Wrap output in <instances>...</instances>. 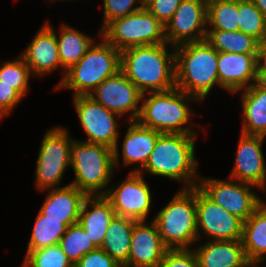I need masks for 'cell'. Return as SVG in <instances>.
Listing matches in <instances>:
<instances>
[{"label":"cell","instance_id":"6da1fadb","mask_svg":"<svg viewBox=\"0 0 266 267\" xmlns=\"http://www.w3.org/2000/svg\"><path fill=\"white\" fill-rule=\"evenodd\" d=\"M167 43L135 46L121 51L120 71L143 93L164 92L175 85V53ZM151 89V90H149Z\"/></svg>","mask_w":266,"mask_h":267},{"label":"cell","instance_id":"7a4b0ae2","mask_svg":"<svg viewBox=\"0 0 266 267\" xmlns=\"http://www.w3.org/2000/svg\"><path fill=\"white\" fill-rule=\"evenodd\" d=\"M175 85L201 101L209 94L214 84H219L218 55L208 42L184 43L176 46Z\"/></svg>","mask_w":266,"mask_h":267},{"label":"cell","instance_id":"3957f363","mask_svg":"<svg viewBox=\"0 0 266 267\" xmlns=\"http://www.w3.org/2000/svg\"><path fill=\"white\" fill-rule=\"evenodd\" d=\"M196 134L162 133L147 160L145 167L132 172L146 171L152 175L169 177L177 181L189 183L186 187L193 188L198 183L196 177L197 166L195 161Z\"/></svg>","mask_w":266,"mask_h":267},{"label":"cell","instance_id":"277c9868","mask_svg":"<svg viewBox=\"0 0 266 267\" xmlns=\"http://www.w3.org/2000/svg\"><path fill=\"white\" fill-rule=\"evenodd\" d=\"M121 51L105 39L92 45L81 60L66 71L62 81L56 86L74 90L75 96H89L105 79L120 71Z\"/></svg>","mask_w":266,"mask_h":267},{"label":"cell","instance_id":"5b68a950","mask_svg":"<svg viewBox=\"0 0 266 267\" xmlns=\"http://www.w3.org/2000/svg\"><path fill=\"white\" fill-rule=\"evenodd\" d=\"M148 94H150L149 98H146L145 94L142 96L144 104L140 106V113L136 120L140 125L160 133L196 134L193 129L190 130L185 126L191 115L187 101L195 97L177 87L169 91Z\"/></svg>","mask_w":266,"mask_h":267},{"label":"cell","instance_id":"8992f818","mask_svg":"<svg viewBox=\"0 0 266 267\" xmlns=\"http://www.w3.org/2000/svg\"><path fill=\"white\" fill-rule=\"evenodd\" d=\"M153 221L168 249H189L198 240L196 187L178 192Z\"/></svg>","mask_w":266,"mask_h":267},{"label":"cell","instance_id":"52a82bcc","mask_svg":"<svg viewBox=\"0 0 266 267\" xmlns=\"http://www.w3.org/2000/svg\"><path fill=\"white\" fill-rule=\"evenodd\" d=\"M70 165L76 178L70 184L87 196H96L111 180L114 152L102 144L74 140L70 147Z\"/></svg>","mask_w":266,"mask_h":267},{"label":"cell","instance_id":"ba28073f","mask_svg":"<svg viewBox=\"0 0 266 267\" xmlns=\"http://www.w3.org/2000/svg\"><path fill=\"white\" fill-rule=\"evenodd\" d=\"M102 38L117 50L167 43L165 26L146 8L114 19L101 31Z\"/></svg>","mask_w":266,"mask_h":267},{"label":"cell","instance_id":"9c48e42d","mask_svg":"<svg viewBox=\"0 0 266 267\" xmlns=\"http://www.w3.org/2000/svg\"><path fill=\"white\" fill-rule=\"evenodd\" d=\"M66 129L56 127L43 137L36 164V185L41 191L57 185L70 164V147L73 139Z\"/></svg>","mask_w":266,"mask_h":267},{"label":"cell","instance_id":"30bf717a","mask_svg":"<svg viewBox=\"0 0 266 267\" xmlns=\"http://www.w3.org/2000/svg\"><path fill=\"white\" fill-rule=\"evenodd\" d=\"M73 101L80 124L88 137L86 142L102 144L113 149L114 166H117L119 164L118 122L115 120V115L118 117L119 115L106 109L90 96H75Z\"/></svg>","mask_w":266,"mask_h":267},{"label":"cell","instance_id":"8fae6325","mask_svg":"<svg viewBox=\"0 0 266 267\" xmlns=\"http://www.w3.org/2000/svg\"><path fill=\"white\" fill-rule=\"evenodd\" d=\"M203 185L197 187L213 202L224 210L245 222L254 211L264 202L259 196L251 192L254 185L241 182L233 183L218 179L199 177Z\"/></svg>","mask_w":266,"mask_h":267},{"label":"cell","instance_id":"7c38bea8","mask_svg":"<svg viewBox=\"0 0 266 267\" xmlns=\"http://www.w3.org/2000/svg\"><path fill=\"white\" fill-rule=\"evenodd\" d=\"M207 0H182L172 18L165 25L167 44L175 48L184 43L206 39ZM198 31V32H197Z\"/></svg>","mask_w":266,"mask_h":267},{"label":"cell","instance_id":"4fadbf2b","mask_svg":"<svg viewBox=\"0 0 266 267\" xmlns=\"http://www.w3.org/2000/svg\"><path fill=\"white\" fill-rule=\"evenodd\" d=\"M111 203L116 215L146 221L152 202L149 186L142 172H131L118 186L99 192Z\"/></svg>","mask_w":266,"mask_h":267},{"label":"cell","instance_id":"5bb4252c","mask_svg":"<svg viewBox=\"0 0 266 267\" xmlns=\"http://www.w3.org/2000/svg\"><path fill=\"white\" fill-rule=\"evenodd\" d=\"M196 215L198 239L202 230L213 241L241 240L243 221L210 200L197 186Z\"/></svg>","mask_w":266,"mask_h":267},{"label":"cell","instance_id":"9a60e30c","mask_svg":"<svg viewBox=\"0 0 266 267\" xmlns=\"http://www.w3.org/2000/svg\"><path fill=\"white\" fill-rule=\"evenodd\" d=\"M93 91L89 96L106 109L119 116L132 111L129 122L137 120L143 93L121 71L105 79Z\"/></svg>","mask_w":266,"mask_h":267},{"label":"cell","instance_id":"2e32d148","mask_svg":"<svg viewBox=\"0 0 266 267\" xmlns=\"http://www.w3.org/2000/svg\"><path fill=\"white\" fill-rule=\"evenodd\" d=\"M236 153V161L230 179L245 182L265 189L266 166L262 152L264 136L241 133Z\"/></svg>","mask_w":266,"mask_h":267},{"label":"cell","instance_id":"e0dca14e","mask_svg":"<svg viewBox=\"0 0 266 267\" xmlns=\"http://www.w3.org/2000/svg\"><path fill=\"white\" fill-rule=\"evenodd\" d=\"M145 221L134 224L128 267H159L168 248L163 244L154 221L150 226Z\"/></svg>","mask_w":266,"mask_h":267},{"label":"cell","instance_id":"ac0fdd59","mask_svg":"<svg viewBox=\"0 0 266 267\" xmlns=\"http://www.w3.org/2000/svg\"><path fill=\"white\" fill-rule=\"evenodd\" d=\"M258 54L219 52L218 79L222 88L236 93L254 84ZM252 80V83L248 84Z\"/></svg>","mask_w":266,"mask_h":267},{"label":"cell","instance_id":"d6986e66","mask_svg":"<svg viewBox=\"0 0 266 267\" xmlns=\"http://www.w3.org/2000/svg\"><path fill=\"white\" fill-rule=\"evenodd\" d=\"M21 57L35 75L49 74L61 67L56 34L49 22L37 32Z\"/></svg>","mask_w":266,"mask_h":267},{"label":"cell","instance_id":"ffe728a7","mask_svg":"<svg viewBox=\"0 0 266 267\" xmlns=\"http://www.w3.org/2000/svg\"><path fill=\"white\" fill-rule=\"evenodd\" d=\"M86 197L87 195L83 191L72 184L53 188L39 211L45 216V219L62 220V223L68 227L78 222Z\"/></svg>","mask_w":266,"mask_h":267},{"label":"cell","instance_id":"44dd1931","mask_svg":"<svg viewBox=\"0 0 266 267\" xmlns=\"http://www.w3.org/2000/svg\"><path fill=\"white\" fill-rule=\"evenodd\" d=\"M93 209L88 210V207ZM116 216L110 201L104 195L87 196L84 200L78 223L84 228L93 245L100 248L110 222Z\"/></svg>","mask_w":266,"mask_h":267},{"label":"cell","instance_id":"7402d4cb","mask_svg":"<svg viewBox=\"0 0 266 267\" xmlns=\"http://www.w3.org/2000/svg\"><path fill=\"white\" fill-rule=\"evenodd\" d=\"M195 249L198 267H246V258L241 240L206 242Z\"/></svg>","mask_w":266,"mask_h":267},{"label":"cell","instance_id":"603a6c76","mask_svg":"<svg viewBox=\"0 0 266 267\" xmlns=\"http://www.w3.org/2000/svg\"><path fill=\"white\" fill-rule=\"evenodd\" d=\"M123 142L124 164L138 163L141 170L145 167L147 160L156 144L158 137L162 134L154 129L140 125L137 121L129 122Z\"/></svg>","mask_w":266,"mask_h":267},{"label":"cell","instance_id":"cb8c5ba5","mask_svg":"<svg viewBox=\"0 0 266 267\" xmlns=\"http://www.w3.org/2000/svg\"><path fill=\"white\" fill-rule=\"evenodd\" d=\"M241 242L249 263H260L266 258V204L243 222ZM265 256V257H264Z\"/></svg>","mask_w":266,"mask_h":267},{"label":"cell","instance_id":"d4e9b609","mask_svg":"<svg viewBox=\"0 0 266 267\" xmlns=\"http://www.w3.org/2000/svg\"><path fill=\"white\" fill-rule=\"evenodd\" d=\"M137 220L116 215L100 247L122 267H128L131 236Z\"/></svg>","mask_w":266,"mask_h":267},{"label":"cell","instance_id":"484cf974","mask_svg":"<svg viewBox=\"0 0 266 267\" xmlns=\"http://www.w3.org/2000/svg\"><path fill=\"white\" fill-rule=\"evenodd\" d=\"M243 128L245 135L266 136V91L258 89L254 84L243 89Z\"/></svg>","mask_w":266,"mask_h":267},{"label":"cell","instance_id":"4316f807","mask_svg":"<svg viewBox=\"0 0 266 267\" xmlns=\"http://www.w3.org/2000/svg\"><path fill=\"white\" fill-rule=\"evenodd\" d=\"M56 39L61 68H64V72L81 60L93 42L95 43L91 37L65 24L62 25L59 38L56 35Z\"/></svg>","mask_w":266,"mask_h":267},{"label":"cell","instance_id":"83f0119b","mask_svg":"<svg viewBox=\"0 0 266 267\" xmlns=\"http://www.w3.org/2000/svg\"><path fill=\"white\" fill-rule=\"evenodd\" d=\"M206 42L217 52L236 54H258L260 43L253 37L241 32L207 30Z\"/></svg>","mask_w":266,"mask_h":267},{"label":"cell","instance_id":"f1b7e54d","mask_svg":"<svg viewBox=\"0 0 266 267\" xmlns=\"http://www.w3.org/2000/svg\"><path fill=\"white\" fill-rule=\"evenodd\" d=\"M209 30L238 31V0H207V25Z\"/></svg>","mask_w":266,"mask_h":267},{"label":"cell","instance_id":"f546056e","mask_svg":"<svg viewBox=\"0 0 266 267\" xmlns=\"http://www.w3.org/2000/svg\"><path fill=\"white\" fill-rule=\"evenodd\" d=\"M66 229L67 227L62 223V220L45 219V216L39 211L26 255L30 251L59 244Z\"/></svg>","mask_w":266,"mask_h":267},{"label":"cell","instance_id":"4dcf8cb0","mask_svg":"<svg viewBox=\"0 0 266 267\" xmlns=\"http://www.w3.org/2000/svg\"><path fill=\"white\" fill-rule=\"evenodd\" d=\"M239 31L255 38L260 44L266 41V17L251 0H238Z\"/></svg>","mask_w":266,"mask_h":267},{"label":"cell","instance_id":"1f68e13d","mask_svg":"<svg viewBox=\"0 0 266 267\" xmlns=\"http://www.w3.org/2000/svg\"><path fill=\"white\" fill-rule=\"evenodd\" d=\"M59 246L74 266L85 254L96 249L78 222L67 227Z\"/></svg>","mask_w":266,"mask_h":267},{"label":"cell","instance_id":"d6a6232c","mask_svg":"<svg viewBox=\"0 0 266 267\" xmlns=\"http://www.w3.org/2000/svg\"><path fill=\"white\" fill-rule=\"evenodd\" d=\"M22 267H74L59 244L30 251Z\"/></svg>","mask_w":266,"mask_h":267},{"label":"cell","instance_id":"836d02e7","mask_svg":"<svg viewBox=\"0 0 266 267\" xmlns=\"http://www.w3.org/2000/svg\"><path fill=\"white\" fill-rule=\"evenodd\" d=\"M8 61L0 67V81L14 88L22 97L26 95L32 75L24 59Z\"/></svg>","mask_w":266,"mask_h":267},{"label":"cell","instance_id":"e575fe53","mask_svg":"<svg viewBox=\"0 0 266 267\" xmlns=\"http://www.w3.org/2000/svg\"><path fill=\"white\" fill-rule=\"evenodd\" d=\"M135 1H139L141 5L133 8ZM143 8H145V0H104V23L102 29L114 19L125 17Z\"/></svg>","mask_w":266,"mask_h":267},{"label":"cell","instance_id":"d590c367","mask_svg":"<svg viewBox=\"0 0 266 267\" xmlns=\"http://www.w3.org/2000/svg\"><path fill=\"white\" fill-rule=\"evenodd\" d=\"M191 249H168L159 267H198V261Z\"/></svg>","mask_w":266,"mask_h":267},{"label":"cell","instance_id":"8d00e7d4","mask_svg":"<svg viewBox=\"0 0 266 267\" xmlns=\"http://www.w3.org/2000/svg\"><path fill=\"white\" fill-rule=\"evenodd\" d=\"M181 2L182 0H145V8L165 26Z\"/></svg>","mask_w":266,"mask_h":267},{"label":"cell","instance_id":"74e56055","mask_svg":"<svg viewBox=\"0 0 266 267\" xmlns=\"http://www.w3.org/2000/svg\"><path fill=\"white\" fill-rule=\"evenodd\" d=\"M74 267H122L111 258L103 249L95 250L85 254Z\"/></svg>","mask_w":266,"mask_h":267},{"label":"cell","instance_id":"f35d334b","mask_svg":"<svg viewBox=\"0 0 266 267\" xmlns=\"http://www.w3.org/2000/svg\"><path fill=\"white\" fill-rule=\"evenodd\" d=\"M23 98L14 88L0 81V118L11 112Z\"/></svg>","mask_w":266,"mask_h":267},{"label":"cell","instance_id":"ab89813d","mask_svg":"<svg viewBox=\"0 0 266 267\" xmlns=\"http://www.w3.org/2000/svg\"><path fill=\"white\" fill-rule=\"evenodd\" d=\"M256 70H266V41L260 44Z\"/></svg>","mask_w":266,"mask_h":267},{"label":"cell","instance_id":"60d3db41","mask_svg":"<svg viewBox=\"0 0 266 267\" xmlns=\"http://www.w3.org/2000/svg\"><path fill=\"white\" fill-rule=\"evenodd\" d=\"M254 85L263 91H266V70H256Z\"/></svg>","mask_w":266,"mask_h":267},{"label":"cell","instance_id":"b9f144b4","mask_svg":"<svg viewBox=\"0 0 266 267\" xmlns=\"http://www.w3.org/2000/svg\"><path fill=\"white\" fill-rule=\"evenodd\" d=\"M266 17V0H251Z\"/></svg>","mask_w":266,"mask_h":267},{"label":"cell","instance_id":"7bdbcfd3","mask_svg":"<svg viewBox=\"0 0 266 267\" xmlns=\"http://www.w3.org/2000/svg\"><path fill=\"white\" fill-rule=\"evenodd\" d=\"M246 267H257V263H248Z\"/></svg>","mask_w":266,"mask_h":267}]
</instances>
